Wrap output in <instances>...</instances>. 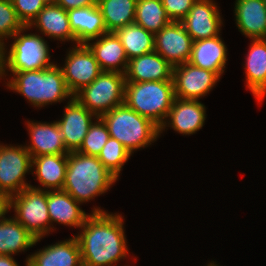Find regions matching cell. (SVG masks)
I'll return each instance as SVG.
<instances>
[{
    "label": "cell",
    "instance_id": "4316f807",
    "mask_svg": "<svg viewBox=\"0 0 266 266\" xmlns=\"http://www.w3.org/2000/svg\"><path fill=\"white\" fill-rule=\"evenodd\" d=\"M36 239L14 217L0 220V255H13L34 246Z\"/></svg>",
    "mask_w": 266,
    "mask_h": 266
},
{
    "label": "cell",
    "instance_id": "f546056e",
    "mask_svg": "<svg viewBox=\"0 0 266 266\" xmlns=\"http://www.w3.org/2000/svg\"><path fill=\"white\" fill-rule=\"evenodd\" d=\"M171 22L161 0H137L135 24L156 34Z\"/></svg>",
    "mask_w": 266,
    "mask_h": 266
},
{
    "label": "cell",
    "instance_id": "484cf974",
    "mask_svg": "<svg viewBox=\"0 0 266 266\" xmlns=\"http://www.w3.org/2000/svg\"><path fill=\"white\" fill-rule=\"evenodd\" d=\"M35 165V166H34ZM35 167L37 180L43 188H50V191L62 190L66 169L67 154L41 155L32 158V168Z\"/></svg>",
    "mask_w": 266,
    "mask_h": 266
},
{
    "label": "cell",
    "instance_id": "4dcf8cb0",
    "mask_svg": "<svg viewBox=\"0 0 266 266\" xmlns=\"http://www.w3.org/2000/svg\"><path fill=\"white\" fill-rule=\"evenodd\" d=\"M131 155V152L121 142L110 137L98 155V159L118 178L122 166Z\"/></svg>",
    "mask_w": 266,
    "mask_h": 266
},
{
    "label": "cell",
    "instance_id": "7402d4cb",
    "mask_svg": "<svg viewBox=\"0 0 266 266\" xmlns=\"http://www.w3.org/2000/svg\"><path fill=\"white\" fill-rule=\"evenodd\" d=\"M78 205L80 203L67 192L47 189V206L51 223L54 221L81 228L90 215L86 214Z\"/></svg>",
    "mask_w": 266,
    "mask_h": 266
},
{
    "label": "cell",
    "instance_id": "9a60e30c",
    "mask_svg": "<svg viewBox=\"0 0 266 266\" xmlns=\"http://www.w3.org/2000/svg\"><path fill=\"white\" fill-rule=\"evenodd\" d=\"M126 82L173 81L171 66L155 50L128 61Z\"/></svg>",
    "mask_w": 266,
    "mask_h": 266
},
{
    "label": "cell",
    "instance_id": "ac0fdd59",
    "mask_svg": "<svg viewBox=\"0 0 266 266\" xmlns=\"http://www.w3.org/2000/svg\"><path fill=\"white\" fill-rule=\"evenodd\" d=\"M67 14L77 44H87L108 33L97 4L70 9Z\"/></svg>",
    "mask_w": 266,
    "mask_h": 266
},
{
    "label": "cell",
    "instance_id": "f1b7e54d",
    "mask_svg": "<svg viewBox=\"0 0 266 266\" xmlns=\"http://www.w3.org/2000/svg\"><path fill=\"white\" fill-rule=\"evenodd\" d=\"M114 33L120 39L129 60L154 51V34L140 25L132 23Z\"/></svg>",
    "mask_w": 266,
    "mask_h": 266
},
{
    "label": "cell",
    "instance_id": "5bb4252c",
    "mask_svg": "<svg viewBox=\"0 0 266 266\" xmlns=\"http://www.w3.org/2000/svg\"><path fill=\"white\" fill-rule=\"evenodd\" d=\"M181 23L193 41L218 36L223 24L212 0H196Z\"/></svg>",
    "mask_w": 266,
    "mask_h": 266
},
{
    "label": "cell",
    "instance_id": "ffe728a7",
    "mask_svg": "<svg viewBox=\"0 0 266 266\" xmlns=\"http://www.w3.org/2000/svg\"><path fill=\"white\" fill-rule=\"evenodd\" d=\"M39 28L40 32L50 38L60 41L71 40L76 42L74 33L71 30L67 11L51 0L27 26Z\"/></svg>",
    "mask_w": 266,
    "mask_h": 266
},
{
    "label": "cell",
    "instance_id": "8992f818",
    "mask_svg": "<svg viewBox=\"0 0 266 266\" xmlns=\"http://www.w3.org/2000/svg\"><path fill=\"white\" fill-rule=\"evenodd\" d=\"M125 75L103 71L91 84L84 86L74 97L90 112L100 117L124 104Z\"/></svg>",
    "mask_w": 266,
    "mask_h": 266
},
{
    "label": "cell",
    "instance_id": "2e32d148",
    "mask_svg": "<svg viewBox=\"0 0 266 266\" xmlns=\"http://www.w3.org/2000/svg\"><path fill=\"white\" fill-rule=\"evenodd\" d=\"M31 143L25 146L31 157L41 155L68 154L63 135L57 121L53 123L27 122Z\"/></svg>",
    "mask_w": 266,
    "mask_h": 266
},
{
    "label": "cell",
    "instance_id": "603a6c76",
    "mask_svg": "<svg viewBox=\"0 0 266 266\" xmlns=\"http://www.w3.org/2000/svg\"><path fill=\"white\" fill-rule=\"evenodd\" d=\"M235 19L238 29L250 39L266 38L264 0H236Z\"/></svg>",
    "mask_w": 266,
    "mask_h": 266
},
{
    "label": "cell",
    "instance_id": "ba28073f",
    "mask_svg": "<svg viewBox=\"0 0 266 266\" xmlns=\"http://www.w3.org/2000/svg\"><path fill=\"white\" fill-rule=\"evenodd\" d=\"M28 30L25 26L11 38H15L10 45L8 55H4V69L14 73L30 70H43L52 67L49 47L43 37L37 34H21Z\"/></svg>",
    "mask_w": 266,
    "mask_h": 266
},
{
    "label": "cell",
    "instance_id": "d590c367",
    "mask_svg": "<svg viewBox=\"0 0 266 266\" xmlns=\"http://www.w3.org/2000/svg\"><path fill=\"white\" fill-rule=\"evenodd\" d=\"M66 11L75 8L88 7L97 4V0H54Z\"/></svg>",
    "mask_w": 266,
    "mask_h": 266
},
{
    "label": "cell",
    "instance_id": "74e56055",
    "mask_svg": "<svg viewBox=\"0 0 266 266\" xmlns=\"http://www.w3.org/2000/svg\"><path fill=\"white\" fill-rule=\"evenodd\" d=\"M0 266H19L11 255H0Z\"/></svg>",
    "mask_w": 266,
    "mask_h": 266
},
{
    "label": "cell",
    "instance_id": "3957f363",
    "mask_svg": "<svg viewBox=\"0 0 266 266\" xmlns=\"http://www.w3.org/2000/svg\"><path fill=\"white\" fill-rule=\"evenodd\" d=\"M13 77L8 81L7 87L22 94L35 107L74 97L57 64L43 70L14 72Z\"/></svg>",
    "mask_w": 266,
    "mask_h": 266
},
{
    "label": "cell",
    "instance_id": "30bf717a",
    "mask_svg": "<svg viewBox=\"0 0 266 266\" xmlns=\"http://www.w3.org/2000/svg\"><path fill=\"white\" fill-rule=\"evenodd\" d=\"M61 70L66 85L73 95L91 84L103 72L86 44H77L69 51Z\"/></svg>",
    "mask_w": 266,
    "mask_h": 266
},
{
    "label": "cell",
    "instance_id": "836d02e7",
    "mask_svg": "<svg viewBox=\"0 0 266 266\" xmlns=\"http://www.w3.org/2000/svg\"><path fill=\"white\" fill-rule=\"evenodd\" d=\"M18 19L28 26L51 0H11Z\"/></svg>",
    "mask_w": 266,
    "mask_h": 266
},
{
    "label": "cell",
    "instance_id": "277c9868",
    "mask_svg": "<svg viewBox=\"0 0 266 266\" xmlns=\"http://www.w3.org/2000/svg\"><path fill=\"white\" fill-rule=\"evenodd\" d=\"M175 98L173 81L125 82L124 103L156 124L159 133L168 126L165 119Z\"/></svg>",
    "mask_w": 266,
    "mask_h": 266
},
{
    "label": "cell",
    "instance_id": "f35d334b",
    "mask_svg": "<svg viewBox=\"0 0 266 266\" xmlns=\"http://www.w3.org/2000/svg\"><path fill=\"white\" fill-rule=\"evenodd\" d=\"M5 44L0 41V78L5 75L6 70L4 69V55L7 51L5 50Z\"/></svg>",
    "mask_w": 266,
    "mask_h": 266
},
{
    "label": "cell",
    "instance_id": "83f0119b",
    "mask_svg": "<svg viewBox=\"0 0 266 266\" xmlns=\"http://www.w3.org/2000/svg\"><path fill=\"white\" fill-rule=\"evenodd\" d=\"M137 0H97L107 32H115L135 21Z\"/></svg>",
    "mask_w": 266,
    "mask_h": 266
},
{
    "label": "cell",
    "instance_id": "e0dca14e",
    "mask_svg": "<svg viewBox=\"0 0 266 266\" xmlns=\"http://www.w3.org/2000/svg\"><path fill=\"white\" fill-rule=\"evenodd\" d=\"M26 266H83L77 238L73 236L37 251L26 259Z\"/></svg>",
    "mask_w": 266,
    "mask_h": 266
},
{
    "label": "cell",
    "instance_id": "8d00e7d4",
    "mask_svg": "<svg viewBox=\"0 0 266 266\" xmlns=\"http://www.w3.org/2000/svg\"><path fill=\"white\" fill-rule=\"evenodd\" d=\"M9 198L0 193V220L5 217V214L9 211Z\"/></svg>",
    "mask_w": 266,
    "mask_h": 266
},
{
    "label": "cell",
    "instance_id": "6da1fadb",
    "mask_svg": "<svg viewBox=\"0 0 266 266\" xmlns=\"http://www.w3.org/2000/svg\"><path fill=\"white\" fill-rule=\"evenodd\" d=\"M123 219L100 208L93 209L82 225L78 240L83 266H114L128 254Z\"/></svg>",
    "mask_w": 266,
    "mask_h": 266
},
{
    "label": "cell",
    "instance_id": "d6986e66",
    "mask_svg": "<svg viewBox=\"0 0 266 266\" xmlns=\"http://www.w3.org/2000/svg\"><path fill=\"white\" fill-rule=\"evenodd\" d=\"M86 45L93 52L102 71L125 74L129 59L120 39L114 32L105 33L98 37L96 42H88Z\"/></svg>",
    "mask_w": 266,
    "mask_h": 266
},
{
    "label": "cell",
    "instance_id": "ab89813d",
    "mask_svg": "<svg viewBox=\"0 0 266 266\" xmlns=\"http://www.w3.org/2000/svg\"><path fill=\"white\" fill-rule=\"evenodd\" d=\"M208 266H218L217 264H214V262L212 263H210V264H207Z\"/></svg>",
    "mask_w": 266,
    "mask_h": 266
},
{
    "label": "cell",
    "instance_id": "8fae6325",
    "mask_svg": "<svg viewBox=\"0 0 266 266\" xmlns=\"http://www.w3.org/2000/svg\"><path fill=\"white\" fill-rule=\"evenodd\" d=\"M175 97L183 100H199L214 87L220 76L208 69L193 66L189 62L173 67Z\"/></svg>",
    "mask_w": 266,
    "mask_h": 266
},
{
    "label": "cell",
    "instance_id": "d4e9b609",
    "mask_svg": "<svg viewBox=\"0 0 266 266\" xmlns=\"http://www.w3.org/2000/svg\"><path fill=\"white\" fill-rule=\"evenodd\" d=\"M246 58L247 88L261 102L266 95V38L252 39Z\"/></svg>",
    "mask_w": 266,
    "mask_h": 266
},
{
    "label": "cell",
    "instance_id": "52a82bcc",
    "mask_svg": "<svg viewBox=\"0 0 266 266\" xmlns=\"http://www.w3.org/2000/svg\"><path fill=\"white\" fill-rule=\"evenodd\" d=\"M14 208L15 219L36 239H42L52 228L48 214L47 190L34 186L26 187L9 198V209ZM51 227V228H50Z\"/></svg>",
    "mask_w": 266,
    "mask_h": 266
},
{
    "label": "cell",
    "instance_id": "7a4b0ae2",
    "mask_svg": "<svg viewBox=\"0 0 266 266\" xmlns=\"http://www.w3.org/2000/svg\"><path fill=\"white\" fill-rule=\"evenodd\" d=\"M117 179L98 157L74 151L67 154V169L62 190L81 204L105 193Z\"/></svg>",
    "mask_w": 266,
    "mask_h": 266
},
{
    "label": "cell",
    "instance_id": "44dd1931",
    "mask_svg": "<svg viewBox=\"0 0 266 266\" xmlns=\"http://www.w3.org/2000/svg\"><path fill=\"white\" fill-rule=\"evenodd\" d=\"M205 106L198 100H183L175 98L167 118L168 125L180 134L190 135L203 127L205 121Z\"/></svg>",
    "mask_w": 266,
    "mask_h": 266
},
{
    "label": "cell",
    "instance_id": "cb8c5ba5",
    "mask_svg": "<svg viewBox=\"0 0 266 266\" xmlns=\"http://www.w3.org/2000/svg\"><path fill=\"white\" fill-rule=\"evenodd\" d=\"M227 47L220 36L193 41L189 63L193 66L208 69L219 76L224 73L227 61Z\"/></svg>",
    "mask_w": 266,
    "mask_h": 266
},
{
    "label": "cell",
    "instance_id": "5b68a950",
    "mask_svg": "<svg viewBox=\"0 0 266 266\" xmlns=\"http://www.w3.org/2000/svg\"><path fill=\"white\" fill-rule=\"evenodd\" d=\"M110 137L121 142L130 152L156 141L159 127L150 119L139 115L125 103L100 116Z\"/></svg>",
    "mask_w": 266,
    "mask_h": 266
},
{
    "label": "cell",
    "instance_id": "9c48e42d",
    "mask_svg": "<svg viewBox=\"0 0 266 266\" xmlns=\"http://www.w3.org/2000/svg\"><path fill=\"white\" fill-rule=\"evenodd\" d=\"M31 169L32 157L25 146L0 144V193L10 198L31 186L24 181Z\"/></svg>",
    "mask_w": 266,
    "mask_h": 266
},
{
    "label": "cell",
    "instance_id": "4fadbf2b",
    "mask_svg": "<svg viewBox=\"0 0 266 266\" xmlns=\"http://www.w3.org/2000/svg\"><path fill=\"white\" fill-rule=\"evenodd\" d=\"M65 106L64 116L57 121L63 135L64 144L69 152L78 151L93 123L92 117L97 116L86 109L75 97L69 99Z\"/></svg>",
    "mask_w": 266,
    "mask_h": 266
},
{
    "label": "cell",
    "instance_id": "e575fe53",
    "mask_svg": "<svg viewBox=\"0 0 266 266\" xmlns=\"http://www.w3.org/2000/svg\"><path fill=\"white\" fill-rule=\"evenodd\" d=\"M196 0H161L171 21L181 22Z\"/></svg>",
    "mask_w": 266,
    "mask_h": 266
},
{
    "label": "cell",
    "instance_id": "7c38bea8",
    "mask_svg": "<svg viewBox=\"0 0 266 266\" xmlns=\"http://www.w3.org/2000/svg\"><path fill=\"white\" fill-rule=\"evenodd\" d=\"M192 44L181 22L172 21L154 34V50L173 67L189 61Z\"/></svg>",
    "mask_w": 266,
    "mask_h": 266
},
{
    "label": "cell",
    "instance_id": "d6a6232c",
    "mask_svg": "<svg viewBox=\"0 0 266 266\" xmlns=\"http://www.w3.org/2000/svg\"><path fill=\"white\" fill-rule=\"evenodd\" d=\"M25 26L18 19L11 0H0V41L12 37Z\"/></svg>",
    "mask_w": 266,
    "mask_h": 266
},
{
    "label": "cell",
    "instance_id": "1f68e13d",
    "mask_svg": "<svg viewBox=\"0 0 266 266\" xmlns=\"http://www.w3.org/2000/svg\"><path fill=\"white\" fill-rule=\"evenodd\" d=\"M96 119L97 122L90 125L88 133L78 150L81 154L98 157L102 148L110 138L106 124L100 117Z\"/></svg>",
    "mask_w": 266,
    "mask_h": 266
}]
</instances>
